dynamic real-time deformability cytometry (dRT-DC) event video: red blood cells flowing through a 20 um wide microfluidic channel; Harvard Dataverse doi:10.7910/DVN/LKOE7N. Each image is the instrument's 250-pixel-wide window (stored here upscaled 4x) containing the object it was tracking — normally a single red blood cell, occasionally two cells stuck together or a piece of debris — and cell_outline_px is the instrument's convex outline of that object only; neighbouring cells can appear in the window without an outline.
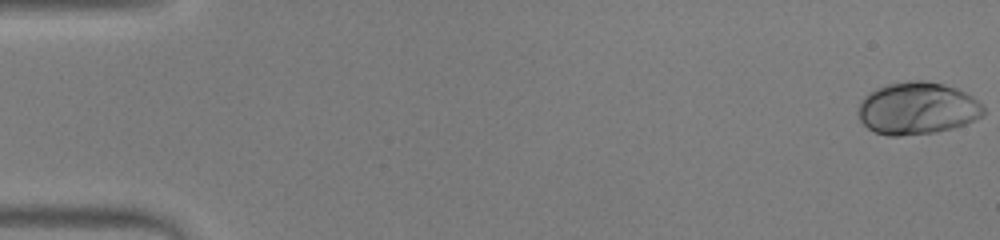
{"species": "human", "species_latin": "Homo sapiens", "temperature_condition": "warm", "stored_images_in_passage": 7, "camera_frame_rate_fps": 3000, "um_per_image_px": 0.085, "donor": {"sex": "male"}, "frame": {"image": 1, "passage_image": 1, "time_ms": 0.0, "image_size_px": [1000, 240], "cell_outline_px": [[984, 112], [980, 116], [964, 124], [952, 128], [936, 132], [900, 136], [888, 136], [876, 132], [868, 128], [860, 120], [860, 104], [876, 88], [888, 84], [908, 80], [920, 80], [944, 84], [956, 88], [972, 96], [984, 108]], "centroid_in_image_um": [77.98, 9.21], "position_along_channel_um": 7.0, "area_um2": 37.57}}